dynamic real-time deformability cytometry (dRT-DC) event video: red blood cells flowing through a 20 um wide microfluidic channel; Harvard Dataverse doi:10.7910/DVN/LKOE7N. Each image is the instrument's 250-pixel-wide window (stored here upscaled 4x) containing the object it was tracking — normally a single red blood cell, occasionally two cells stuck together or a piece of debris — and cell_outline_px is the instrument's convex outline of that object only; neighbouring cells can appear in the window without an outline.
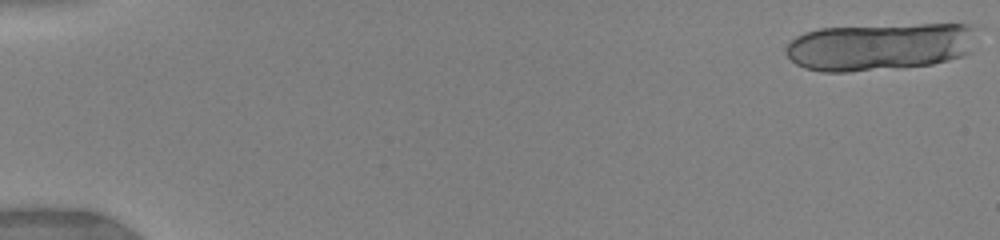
{"species": "human", "species_latin": "Homo sapiens", "temperature_condition": "warm", "stored_images_in_passage": 8, "segment_of_instrument_passage": [1, 2], "camera_frame_rate_fps": 3000, "um_per_image_px": 0.085, "donor": {"sex": "female"}, "frame": {"image": 1, "passage_image": 1, "time_ms": 0.0, "image_size_px": [1000, 240], "cell_outline_px": [[972, 52], [964, 56], [932, 64], [848, 72], [820, 72], [804, 68], [796, 64], [784, 52], [784, 48], [796, 36], [804, 32], [820, 28], [916, 24], [968, 24], [972, 28]], "centroid_in_image_um": [74.72, 3.97], "position_along_channel_um": 10.3, "area_um2": 52.89}}